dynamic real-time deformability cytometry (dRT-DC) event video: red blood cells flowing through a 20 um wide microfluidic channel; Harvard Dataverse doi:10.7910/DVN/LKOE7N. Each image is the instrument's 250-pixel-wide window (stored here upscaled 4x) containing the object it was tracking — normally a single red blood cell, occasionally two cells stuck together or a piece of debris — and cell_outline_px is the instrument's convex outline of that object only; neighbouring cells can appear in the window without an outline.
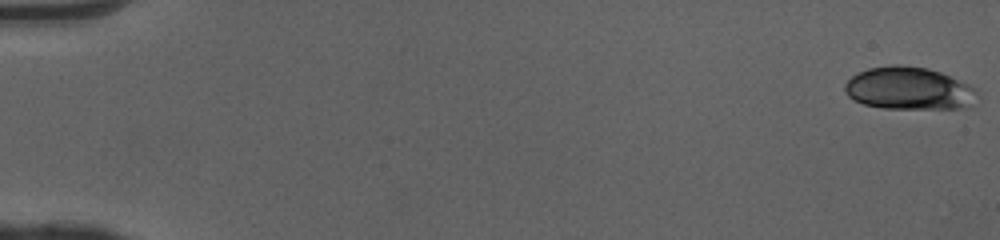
{"species": "human", "species_latin": "Homo sapiens", "temperature_condition": "cold", "stored_images_in_passage": 49, "camera_frame_rate_fps": 3000, "um_per_image_px": 0.085, "donor": {"sex": "female"}, "frame": {"image": 1, "passage_image": 1, "time_ms": 0.0, "image_size_px": [1000, 240], "cell_outline_px": [[980, 96], [968, 108], [884, 108], [864, 104], [848, 96], [844, 92], [844, 84], [856, 72], [868, 68], [896, 64], [900, 64], [928, 68], [940, 72], [968, 84], [976, 88]], "centroid_in_image_um": [77.28, 7.51], "position_along_channel_um": 7.7, "area_um2": 33.12}}
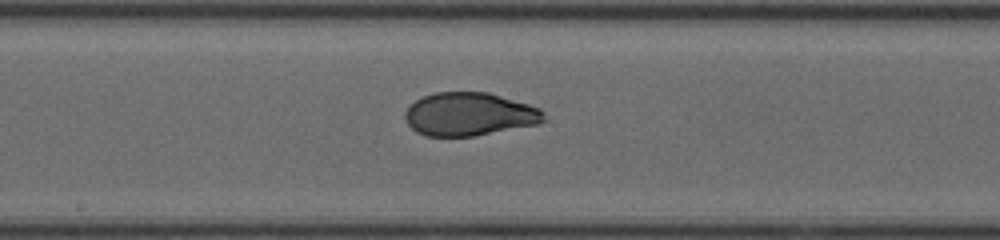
{"frame": {"image": 2, "passage_image": 26, "time_ms": 8.333, "image_size_px": [1000, 240], "cell_outline_px": [[548, 120], [540, 124], [472, 136], [424, 136], [416, 132], [408, 124], [404, 116], [404, 112], [416, 100], [424, 96], [436, 92], [488, 92], [528, 104], [540, 108], [544, 112]], "centroid_in_image_um": [39.93, 9.71], "position_along_channel_um": 208.3, "area_um2": 35.08}}
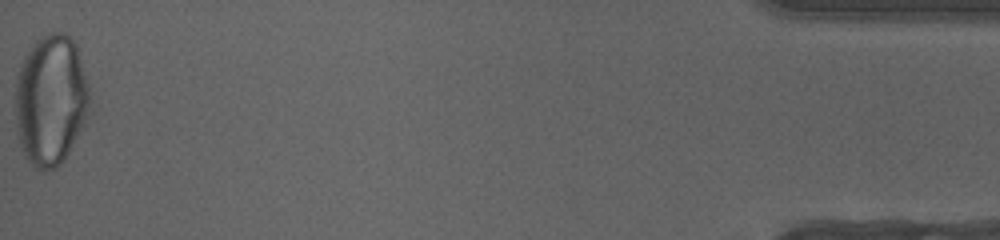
{"frame": {"image": 3, "passage_image": 49, "time_ms": 16.0, "image_size_px": [1000, 240], "cell_outline_px": [[92, 112], [68, 152], [60, 164], [56, 168], [44, 172], [36, 168], [24, 156], [16, 132], [16, 76], [24, 56], [32, 44], [36, 40], [52, 32], [64, 32], [76, 44], [92, 92]], "centroid_in_image_um": [4.36, 8.51], "position_along_channel_um": 430.8, "area_um2": 57.74}, "authors_computed_cell_mechanics": {"area_um2": 35.9516, "velocity_mm_per_s": 4.0877, "shape_relaxation_time_tau1_ms": 5.3467, "shape_relaxation_time_tau2_ms": 0.8281, "deformation_change_tau1": 0.2073, "deformation_change_tau2": 0.0547}}